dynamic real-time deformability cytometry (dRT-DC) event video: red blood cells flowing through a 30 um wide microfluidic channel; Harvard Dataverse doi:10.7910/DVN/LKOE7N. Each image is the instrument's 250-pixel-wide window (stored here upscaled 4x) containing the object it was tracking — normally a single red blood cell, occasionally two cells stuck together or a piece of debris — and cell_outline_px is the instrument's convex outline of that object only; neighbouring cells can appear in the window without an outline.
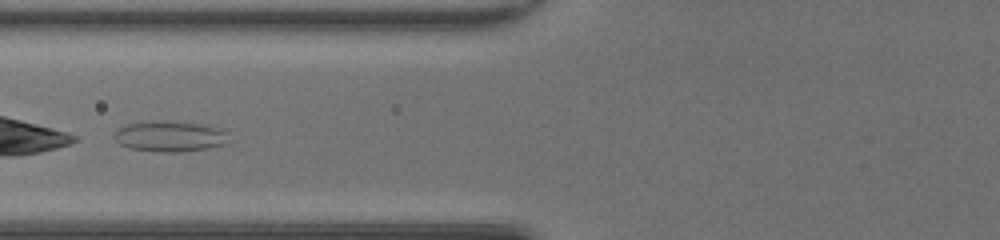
{"species": "common noctule bat (a hibernating species)", "species_latin": "Nyctalus noctula", "temperature_condition": "room temperature", "stored_images_in_passage": 46, "camera_frame_rate_fps": 3000, "um_per_image_px": 0.085, "animal": {"sex": "female", "body_mass_g": 20.0, "forearm_length_mm": 54.0}, "frame": {"image": 1, "passage_image": 20, "time_ms": 6.333, "image_size_px": [1000, 240], "cell_outline_px": [[232, 140], [224, 144], [208, 148], [180, 152], [160, 152], [128, 148], [120, 144], [112, 136], [116, 128], [124, 124], [152, 120], [172, 120], [208, 124], [224, 128], [228, 132]], "centroid_in_image_um": [14.48, 11.55], "position_along_channel_um": 111.3, "area_um2": 21.5}}
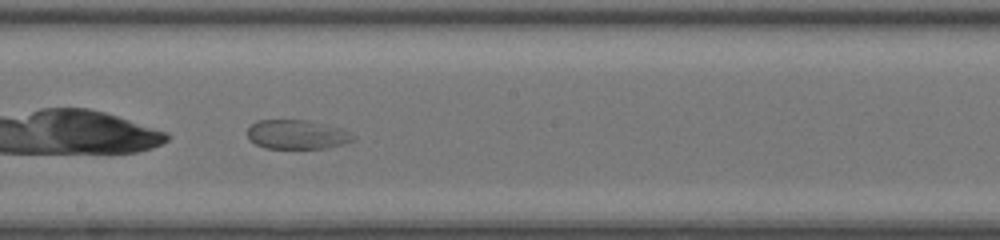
{"frame": {"image": 2, "passage_image": 28, "time_ms": 9.0, "image_size_px": [1000, 240], "cell_outline_px": [[356, 140], [328, 148], [264, 148], [256, 144], [248, 136], [248, 128], [256, 120], [308, 120], [340, 128], [356, 136]], "centroid_in_image_um": [25.26, 11.43], "position_along_channel_um": 222.9, "area_um2": 17.92}}
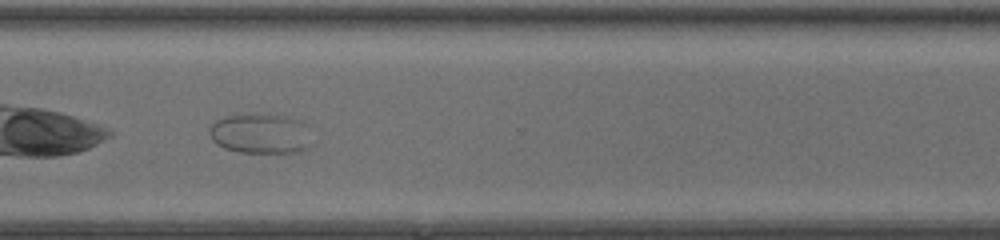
{"frame": {"image": 3, "passage_image": 37, "time_ms": 12.0, "image_size_px": [1000, 240], "cell_outline_px": [[316, 144], [308, 148], [296, 152], [240, 152], [224, 148], [216, 144], [212, 140], [208, 132], [208, 128], [216, 120], [224, 116], [244, 112], [256, 112], [288, 116], [304, 120]], "centroid_in_image_um": [22.19, 11.31], "position_along_channel_um": 348.4, "area_um2": 25.14}}